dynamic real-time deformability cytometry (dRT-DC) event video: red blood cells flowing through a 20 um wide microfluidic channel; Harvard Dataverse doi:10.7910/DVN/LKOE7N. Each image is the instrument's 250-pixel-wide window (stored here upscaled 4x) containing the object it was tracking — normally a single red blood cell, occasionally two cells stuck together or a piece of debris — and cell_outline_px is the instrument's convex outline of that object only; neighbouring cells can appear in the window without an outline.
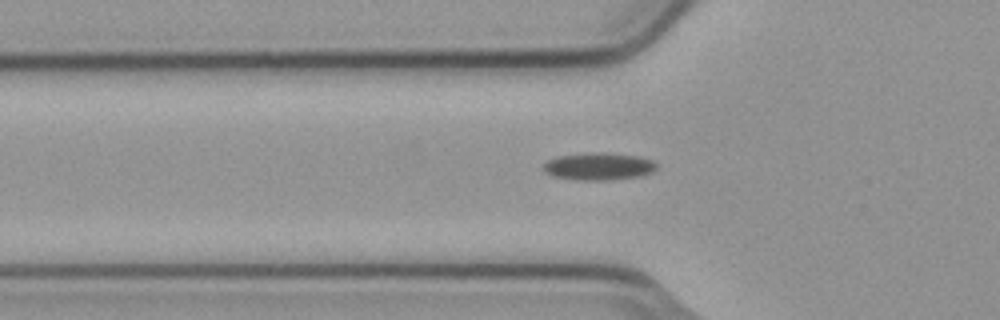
{"species": "common noctule bat (a hibernating species)", "species_latin": "Nyctalus noctula", "temperature_condition": "cold", "stored_images_in_passage": 32, "camera_frame_rate_fps": 3000, "um_per_image_px": 0.085, "animal": {"sex": "male", "body_mass_g": 23.1, "forearm_length_mm": 52.7}, "frame": {"image": 1, "passage_image": 3, "time_ms": 0.667, "image_size_px": [1000, 320], "cell_outline_px": [[660, 164], [652, 172], [640, 176], [608, 180], [584, 180], [552, 176], [544, 172], [540, 168], [548, 160], [560, 156], [592, 152], [600, 152], [640, 156], [652, 160]], "centroid_in_image_um": [50.91, 14.14], "position_along_channel_um": 74.9, "area_um2": 18.15}}
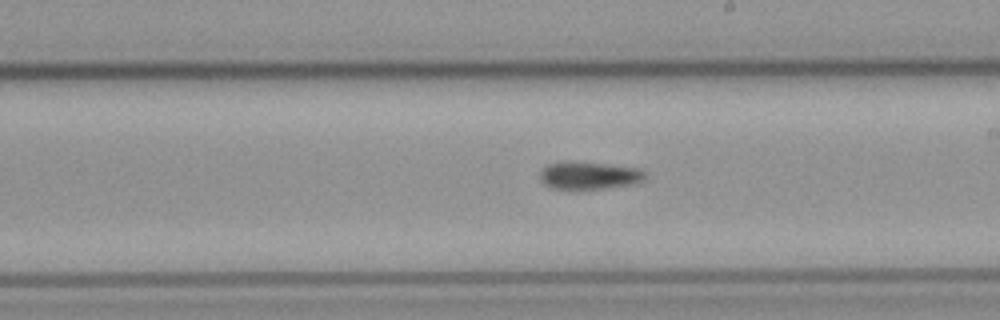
{"frame": {"image": 2, "passage_image": 16, "time_ms": 5.0, "image_size_px": [1000, 320], "cell_outline_px": [[648, 176], [644, 180], [636, 184], [604, 188], [552, 188], [544, 184], [540, 180], [540, 172], [548, 164], [604, 164], [640, 168], [648, 172]], "centroid_in_image_um": [50.21, 14.95], "position_along_channel_um": 238.8, "area_um2": 16.24}}
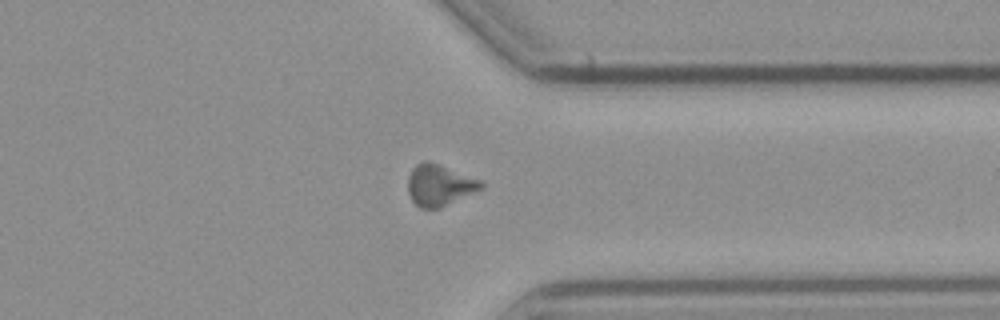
{"frame": {"image": 3, "passage_image": 27, "time_ms": 8.667, "image_size_px": [1000, 320], "cell_outline_px": [[484, 188], [440, 208], [420, 208], [412, 200], [408, 192], [408, 176], [412, 168], [416, 164], [424, 160], [428, 160], [480, 180], [484, 184]], "centroid_in_image_um": [37.34, 15.73], "position_along_channel_um": 374.1, "area_um2": 17.57}}